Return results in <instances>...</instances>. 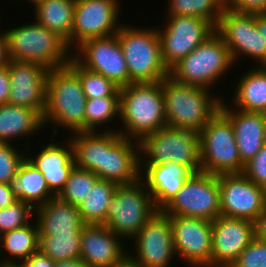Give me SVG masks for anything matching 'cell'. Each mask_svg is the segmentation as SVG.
<instances>
[{"instance_id": "6da1fadb", "label": "cell", "mask_w": 266, "mask_h": 267, "mask_svg": "<svg viewBox=\"0 0 266 267\" xmlns=\"http://www.w3.org/2000/svg\"><path fill=\"white\" fill-rule=\"evenodd\" d=\"M106 128L104 132L73 133L70 141L75 167L118 185L136 182L140 178L139 142Z\"/></svg>"}, {"instance_id": "7a4b0ae2", "label": "cell", "mask_w": 266, "mask_h": 267, "mask_svg": "<svg viewBox=\"0 0 266 267\" xmlns=\"http://www.w3.org/2000/svg\"><path fill=\"white\" fill-rule=\"evenodd\" d=\"M119 105V118L125 131L117 129V132L128 139L140 142L145 136L167 126L162 81L121 87Z\"/></svg>"}, {"instance_id": "3957f363", "label": "cell", "mask_w": 266, "mask_h": 267, "mask_svg": "<svg viewBox=\"0 0 266 267\" xmlns=\"http://www.w3.org/2000/svg\"><path fill=\"white\" fill-rule=\"evenodd\" d=\"M86 102L79 76L68 65L49 70L42 120L44 126L55 125L52 135L58 134L57 126H63L71 133L84 132Z\"/></svg>"}, {"instance_id": "277c9868", "label": "cell", "mask_w": 266, "mask_h": 267, "mask_svg": "<svg viewBox=\"0 0 266 267\" xmlns=\"http://www.w3.org/2000/svg\"><path fill=\"white\" fill-rule=\"evenodd\" d=\"M210 90L166 76L162 80V93L167 126L201 130L220 111L224 100L220 96L210 95Z\"/></svg>"}, {"instance_id": "5b68a950", "label": "cell", "mask_w": 266, "mask_h": 267, "mask_svg": "<svg viewBox=\"0 0 266 267\" xmlns=\"http://www.w3.org/2000/svg\"><path fill=\"white\" fill-rule=\"evenodd\" d=\"M10 60L35 62L48 70L65 67L72 57L66 42L36 20L5 31Z\"/></svg>"}, {"instance_id": "8992f818", "label": "cell", "mask_w": 266, "mask_h": 267, "mask_svg": "<svg viewBox=\"0 0 266 267\" xmlns=\"http://www.w3.org/2000/svg\"><path fill=\"white\" fill-rule=\"evenodd\" d=\"M117 32L128 67L129 84L160 82L169 75L161 52L157 28H135L123 25Z\"/></svg>"}, {"instance_id": "52a82bcc", "label": "cell", "mask_w": 266, "mask_h": 267, "mask_svg": "<svg viewBox=\"0 0 266 267\" xmlns=\"http://www.w3.org/2000/svg\"><path fill=\"white\" fill-rule=\"evenodd\" d=\"M199 140L200 130L196 128L162 127L139 142L140 166L171 161L183 164L193 173L200 172Z\"/></svg>"}, {"instance_id": "ba28073f", "label": "cell", "mask_w": 266, "mask_h": 267, "mask_svg": "<svg viewBox=\"0 0 266 267\" xmlns=\"http://www.w3.org/2000/svg\"><path fill=\"white\" fill-rule=\"evenodd\" d=\"M230 50L215 31L169 69L178 82L210 88L234 65Z\"/></svg>"}, {"instance_id": "9c48e42d", "label": "cell", "mask_w": 266, "mask_h": 267, "mask_svg": "<svg viewBox=\"0 0 266 267\" xmlns=\"http://www.w3.org/2000/svg\"><path fill=\"white\" fill-rule=\"evenodd\" d=\"M158 211L142 179L118 185L104 225L123 239H132ZM126 237V238H125Z\"/></svg>"}, {"instance_id": "30bf717a", "label": "cell", "mask_w": 266, "mask_h": 267, "mask_svg": "<svg viewBox=\"0 0 266 267\" xmlns=\"http://www.w3.org/2000/svg\"><path fill=\"white\" fill-rule=\"evenodd\" d=\"M199 149L202 172H243L245 164L239 156L233 126L221 111L200 130Z\"/></svg>"}, {"instance_id": "8fae6325", "label": "cell", "mask_w": 266, "mask_h": 267, "mask_svg": "<svg viewBox=\"0 0 266 267\" xmlns=\"http://www.w3.org/2000/svg\"><path fill=\"white\" fill-rule=\"evenodd\" d=\"M161 211L166 215L215 220L221 215L218 175L193 173Z\"/></svg>"}, {"instance_id": "7c38bea8", "label": "cell", "mask_w": 266, "mask_h": 267, "mask_svg": "<svg viewBox=\"0 0 266 267\" xmlns=\"http://www.w3.org/2000/svg\"><path fill=\"white\" fill-rule=\"evenodd\" d=\"M133 239L135 253L128 254L129 267H170L176 255L170 216L156 211Z\"/></svg>"}, {"instance_id": "4fadbf2b", "label": "cell", "mask_w": 266, "mask_h": 267, "mask_svg": "<svg viewBox=\"0 0 266 267\" xmlns=\"http://www.w3.org/2000/svg\"><path fill=\"white\" fill-rule=\"evenodd\" d=\"M163 29L157 28L164 64L168 69L186 57L215 31L208 20L196 16H166Z\"/></svg>"}, {"instance_id": "5bb4252c", "label": "cell", "mask_w": 266, "mask_h": 267, "mask_svg": "<svg viewBox=\"0 0 266 267\" xmlns=\"http://www.w3.org/2000/svg\"><path fill=\"white\" fill-rule=\"evenodd\" d=\"M234 62L242 54L266 67V43L256 26V14L238 13L226 7L216 26Z\"/></svg>"}, {"instance_id": "9a60e30c", "label": "cell", "mask_w": 266, "mask_h": 267, "mask_svg": "<svg viewBox=\"0 0 266 267\" xmlns=\"http://www.w3.org/2000/svg\"><path fill=\"white\" fill-rule=\"evenodd\" d=\"M221 216L256 222L266 203V189L243 173L219 174Z\"/></svg>"}, {"instance_id": "2e32d148", "label": "cell", "mask_w": 266, "mask_h": 267, "mask_svg": "<svg viewBox=\"0 0 266 267\" xmlns=\"http://www.w3.org/2000/svg\"><path fill=\"white\" fill-rule=\"evenodd\" d=\"M72 57L84 68L102 74L117 86L129 85V73L117 34L84 41Z\"/></svg>"}, {"instance_id": "e0dca14e", "label": "cell", "mask_w": 266, "mask_h": 267, "mask_svg": "<svg viewBox=\"0 0 266 267\" xmlns=\"http://www.w3.org/2000/svg\"><path fill=\"white\" fill-rule=\"evenodd\" d=\"M170 216L176 255L190 267H211L212 221Z\"/></svg>"}, {"instance_id": "ac0fdd59", "label": "cell", "mask_w": 266, "mask_h": 267, "mask_svg": "<svg viewBox=\"0 0 266 267\" xmlns=\"http://www.w3.org/2000/svg\"><path fill=\"white\" fill-rule=\"evenodd\" d=\"M119 8L117 0H76L72 46L76 44V49L86 40L117 34Z\"/></svg>"}, {"instance_id": "d6986e66", "label": "cell", "mask_w": 266, "mask_h": 267, "mask_svg": "<svg viewBox=\"0 0 266 267\" xmlns=\"http://www.w3.org/2000/svg\"><path fill=\"white\" fill-rule=\"evenodd\" d=\"M255 237L254 222L217 217L212 221L211 267H230Z\"/></svg>"}, {"instance_id": "ffe728a7", "label": "cell", "mask_w": 266, "mask_h": 267, "mask_svg": "<svg viewBox=\"0 0 266 267\" xmlns=\"http://www.w3.org/2000/svg\"><path fill=\"white\" fill-rule=\"evenodd\" d=\"M49 70L35 62H9L10 95L8 104L35 109L43 116L46 108Z\"/></svg>"}, {"instance_id": "44dd1931", "label": "cell", "mask_w": 266, "mask_h": 267, "mask_svg": "<svg viewBox=\"0 0 266 267\" xmlns=\"http://www.w3.org/2000/svg\"><path fill=\"white\" fill-rule=\"evenodd\" d=\"M122 239L104 224H85L81 228L80 259L88 267H127L128 252Z\"/></svg>"}, {"instance_id": "7402d4cb", "label": "cell", "mask_w": 266, "mask_h": 267, "mask_svg": "<svg viewBox=\"0 0 266 267\" xmlns=\"http://www.w3.org/2000/svg\"><path fill=\"white\" fill-rule=\"evenodd\" d=\"M220 111L233 126L239 156L241 161L246 164L266 142V113L230 108L223 100Z\"/></svg>"}, {"instance_id": "603a6c76", "label": "cell", "mask_w": 266, "mask_h": 267, "mask_svg": "<svg viewBox=\"0 0 266 267\" xmlns=\"http://www.w3.org/2000/svg\"><path fill=\"white\" fill-rule=\"evenodd\" d=\"M143 166H140V179H143L157 210H162L193 174L183 164L171 161L159 165Z\"/></svg>"}, {"instance_id": "cb8c5ba5", "label": "cell", "mask_w": 266, "mask_h": 267, "mask_svg": "<svg viewBox=\"0 0 266 267\" xmlns=\"http://www.w3.org/2000/svg\"><path fill=\"white\" fill-rule=\"evenodd\" d=\"M51 140L35 157L32 158L31 154L26 157L43 174L49 190L57 196L64 188L75 164L71 141H67L68 145L65 147L55 143V138Z\"/></svg>"}, {"instance_id": "d4e9b609", "label": "cell", "mask_w": 266, "mask_h": 267, "mask_svg": "<svg viewBox=\"0 0 266 267\" xmlns=\"http://www.w3.org/2000/svg\"><path fill=\"white\" fill-rule=\"evenodd\" d=\"M39 235L81 234L85 225L81 220L78 206L57 196L35 208Z\"/></svg>"}, {"instance_id": "484cf974", "label": "cell", "mask_w": 266, "mask_h": 267, "mask_svg": "<svg viewBox=\"0 0 266 267\" xmlns=\"http://www.w3.org/2000/svg\"><path fill=\"white\" fill-rule=\"evenodd\" d=\"M75 2L76 0H40L34 7V19L61 37L70 51H73L71 49Z\"/></svg>"}, {"instance_id": "4316f807", "label": "cell", "mask_w": 266, "mask_h": 267, "mask_svg": "<svg viewBox=\"0 0 266 267\" xmlns=\"http://www.w3.org/2000/svg\"><path fill=\"white\" fill-rule=\"evenodd\" d=\"M18 200L31 205L34 209L55 197L49 190L43 174L25 157L17 175L9 183Z\"/></svg>"}, {"instance_id": "83f0119b", "label": "cell", "mask_w": 266, "mask_h": 267, "mask_svg": "<svg viewBox=\"0 0 266 267\" xmlns=\"http://www.w3.org/2000/svg\"><path fill=\"white\" fill-rule=\"evenodd\" d=\"M44 128L42 116L28 107L12 104L0 105V142L28 137ZM13 138V139H12Z\"/></svg>"}, {"instance_id": "f1b7e54d", "label": "cell", "mask_w": 266, "mask_h": 267, "mask_svg": "<svg viewBox=\"0 0 266 267\" xmlns=\"http://www.w3.org/2000/svg\"><path fill=\"white\" fill-rule=\"evenodd\" d=\"M240 78L232 97L234 109L266 113V67H253Z\"/></svg>"}, {"instance_id": "f546056e", "label": "cell", "mask_w": 266, "mask_h": 267, "mask_svg": "<svg viewBox=\"0 0 266 267\" xmlns=\"http://www.w3.org/2000/svg\"><path fill=\"white\" fill-rule=\"evenodd\" d=\"M38 244L39 230L37 223L35 225L30 223L20 228L7 231L0 235V249L4 248L9 257L0 259V263L22 264L31 254L38 251ZM2 246L3 248H1Z\"/></svg>"}, {"instance_id": "4dcf8cb0", "label": "cell", "mask_w": 266, "mask_h": 267, "mask_svg": "<svg viewBox=\"0 0 266 267\" xmlns=\"http://www.w3.org/2000/svg\"><path fill=\"white\" fill-rule=\"evenodd\" d=\"M118 184L98 179L87 197L78 205L81 220L84 224H104L108 207Z\"/></svg>"}, {"instance_id": "1f68e13d", "label": "cell", "mask_w": 266, "mask_h": 267, "mask_svg": "<svg viewBox=\"0 0 266 267\" xmlns=\"http://www.w3.org/2000/svg\"><path fill=\"white\" fill-rule=\"evenodd\" d=\"M168 14L166 16H196L210 21L217 26L225 0H168Z\"/></svg>"}, {"instance_id": "d6a6232c", "label": "cell", "mask_w": 266, "mask_h": 267, "mask_svg": "<svg viewBox=\"0 0 266 267\" xmlns=\"http://www.w3.org/2000/svg\"><path fill=\"white\" fill-rule=\"evenodd\" d=\"M81 234L39 235L38 250L54 261L80 258Z\"/></svg>"}, {"instance_id": "836d02e7", "label": "cell", "mask_w": 266, "mask_h": 267, "mask_svg": "<svg viewBox=\"0 0 266 267\" xmlns=\"http://www.w3.org/2000/svg\"><path fill=\"white\" fill-rule=\"evenodd\" d=\"M68 66L79 76L82 90L87 99L119 96L120 87L102 74L87 70L73 57H71Z\"/></svg>"}, {"instance_id": "e575fe53", "label": "cell", "mask_w": 266, "mask_h": 267, "mask_svg": "<svg viewBox=\"0 0 266 267\" xmlns=\"http://www.w3.org/2000/svg\"><path fill=\"white\" fill-rule=\"evenodd\" d=\"M119 110V96L87 99L85 105V131L95 132L97 126L101 125L102 127V125L118 117Z\"/></svg>"}, {"instance_id": "d590c367", "label": "cell", "mask_w": 266, "mask_h": 267, "mask_svg": "<svg viewBox=\"0 0 266 267\" xmlns=\"http://www.w3.org/2000/svg\"><path fill=\"white\" fill-rule=\"evenodd\" d=\"M99 179L92 171L73 167L62 191L57 195L61 200L78 206L87 197L90 189Z\"/></svg>"}, {"instance_id": "8d00e7d4", "label": "cell", "mask_w": 266, "mask_h": 267, "mask_svg": "<svg viewBox=\"0 0 266 267\" xmlns=\"http://www.w3.org/2000/svg\"><path fill=\"white\" fill-rule=\"evenodd\" d=\"M34 210L31 205L20 200L0 209V235L30 224L32 214L35 216V212L32 213Z\"/></svg>"}, {"instance_id": "74e56055", "label": "cell", "mask_w": 266, "mask_h": 267, "mask_svg": "<svg viewBox=\"0 0 266 267\" xmlns=\"http://www.w3.org/2000/svg\"><path fill=\"white\" fill-rule=\"evenodd\" d=\"M26 153H20L17 147L9 142H0V183L9 184L15 175Z\"/></svg>"}, {"instance_id": "f35d334b", "label": "cell", "mask_w": 266, "mask_h": 267, "mask_svg": "<svg viewBox=\"0 0 266 267\" xmlns=\"http://www.w3.org/2000/svg\"><path fill=\"white\" fill-rule=\"evenodd\" d=\"M230 267H266V242L255 237Z\"/></svg>"}, {"instance_id": "ab89813d", "label": "cell", "mask_w": 266, "mask_h": 267, "mask_svg": "<svg viewBox=\"0 0 266 267\" xmlns=\"http://www.w3.org/2000/svg\"><path fill=\"white\" fill-rule=\"evenodd\" d=\"M242 173L250 181L266 189V142L261 150L244 165Z\"/></svg>"}, {"instance_id": "60d3db41", "label": "cell", "mask_w": 266, "mask_h": 267, "mask_svg": "<svg viewBox=\"0 0 266 267\" xmlns=\"http://www.w3.org/2000/svg\"><path fill=\"white\" fill-rule=\"evenodd\" d=\"M225 7L238 13H266V0H225Z\"/></svg>"}, {"instance_id": "b9f144b4", "label": "cell", "mask_w": 266, "mask_h": 267, "mask_svg": "<svg viewBox=\"0 0 266 267\" xmlns=\"http://www.w3.org/2000/svg\"><path fill=\"white\" fill-rule=\"evenodd\" d=\"M24 267H54L55 261L39 250L31 254L23 263Z\"/></svg>"}, {"instance_id": "7bdbcfd3", "label": "cell", "mask_w": 266, "mask_h": 267, "mask_svg": "<svg viewBox=\"0 0 266 267\" xmlns=\"http://www.w3.org/2000/svg\"><path fill=\"white\" fill-rule=\"evenodd\" d=\"M10 95L9 64L0 67V105L8 104Z\"/></svg>"}, {"instance_id": "ee69618b", "label": "cell", "mask_w": 266, "mask_h": 267, "mask_svg": "<svg viewBox=\"0 0 266 267\" xmlns=\"http://www.w3.org/2000/svg\"><path fill=\"white\" fill-rule=\"evenodd\" d=\"M18 201L9 184L0 183V209L6 208Z\"/></svg>"}, {"instance_id": "f6af8a7d", "label": "cell", "mask_w": 266, "mask_h": 267, "mask_svg": "<svg viewBox=\"0 0 266 267\" xmlns=\"http://www.w3.org/2000/svg\"><path fill=\"white\" fill-rule=\"evenodd\" d=\"M256 237L266 242V203L264 208L255 222Z\"/></svg>"}, {"instance_id": "bcb514c9", "label": "cell", "mask_w": 266, "mask_h": 267, "mask_svg": "<svg viewBox=\"0 0 266 267\" xmlns=\"http://www.w3.org/2000/svg\"><path fill=\"white\" fill-rule=\"evenodd\" d=\"M10 57L8 53V43L5 31L0 33V67L9 64Z\"/></svg>"}, {"instance_id": "7dc6e473", "label": "cell", "mask_w": 266, "mask_h": 267, "mask_svg": "<svg viewBox=\"0 0 266 267\" xmlns=\"http://www.w3.org/2000/svg\"><path fill=\"white\" fill-rule=\"evenodd\" d=\"M54 267H88V265L79 258L73 260L55 261Z\"/></svg>"}, {"instance_id": "c3c4849f", "label": "cell", "mask_w": 266, "mask_h": 267, "mask_svg": "<svg viewBox=\"0 0 266 267\" xmlns=\"http://www.w3.org/2000/svg\"><path fill=\"white\" fill-rule=\"evenodd\" d=\"M256 26L266 43V13L256 14Z\"/></svg>"}, {"instance_id": "681fc988", "label": "cell", "mask_w": 266, "mask_h": 267, "mask_svg": "<svg viewBox=\"0 0 266 267\" xmlns=\"http://www.w3.org/2000/svg\"><path fill=\"white\" fill-rule=\"evenodd\" d=\"M0 267H24L21 263H0Z\"/></svg>"}, {"instance_id": "f907efd6", "label": "cell", "mask_w": 266, "mask_h": 267, "mask_svg": "<svg viewBox=\"0 0 266 267\" xmlns=\"http://www.w3.org/2000/svg\"><path fill=\"white\" fill-rule=\"evenodd\" d=\"M40 0H30V2H32V4H36L37 2H39Z\"/></svg>"}]
</instances>
